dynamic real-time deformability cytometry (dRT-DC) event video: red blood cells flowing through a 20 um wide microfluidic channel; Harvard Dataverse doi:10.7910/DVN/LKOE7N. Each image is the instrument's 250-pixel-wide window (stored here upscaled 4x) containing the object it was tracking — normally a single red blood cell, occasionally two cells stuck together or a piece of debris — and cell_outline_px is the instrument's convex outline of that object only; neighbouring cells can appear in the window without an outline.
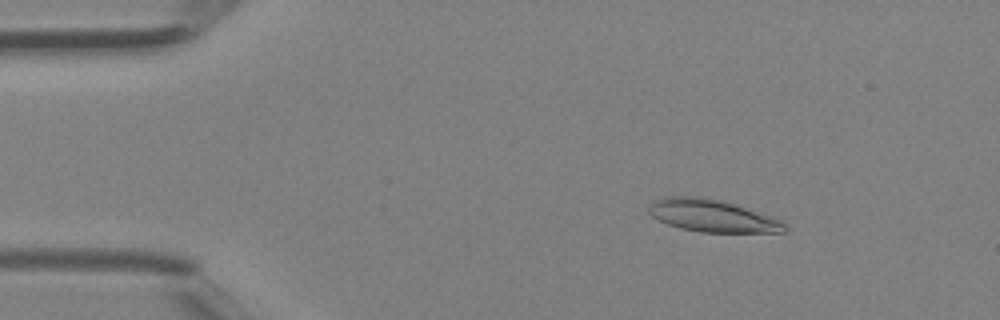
{"species": "Egyptian fruit bat (a non-hibernating species)", "species_latin": "Rousettus aegyptiacus", "temperature_condition": "room temperature", "stored_images_in_passage": 43, "camera_frame_rate_fps": 3000, "um_per_image_px": 0.085, "animal": {"sex": "female"}, "frame": {"image": 1, "passage_image": 7, "time_ms": 2.0, "image_size_px": [1000, 320], "cell_outline_px": [[788, 228], [784, 232], [700, 232], [680, 228], [668, 224], [652, 216], [648, 212], [648, 208], [652, 200], [664, 196], [700, 196], [720, 200], [736, 204], [776, 216]], "centroid_in_image_um": [60.56, 18.32], "position_along_channel_um": 24.4, "area_um2": 25.95}}
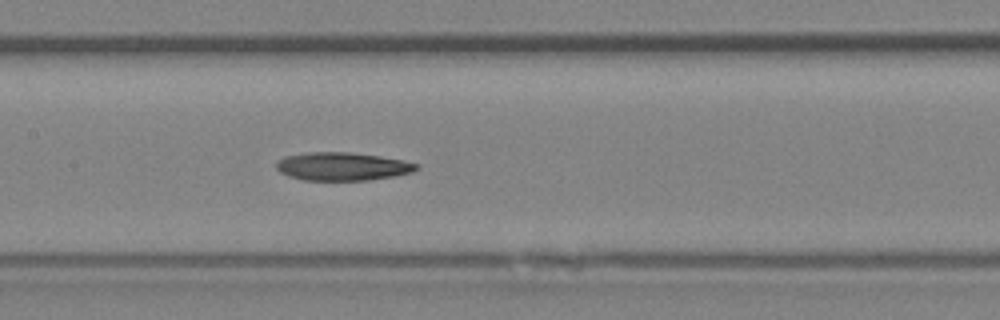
{"frame": {"image": 2, "passage_image": 21, "time_ms": 6.667, "image_size_px": [1000, 320], "cell_outline_px": [[420, 168], [412, 172], [396, 176], [368, 180], [304, 180], [288, 176], [280, 172], [276, 168], [276, 164], [284, 156], [304, 152], [348, 152], [380, 156], [404, 160], [420, 164]], "centroid_in_image_um": [29.13, 14.14], "position_along_channel_um": 178.3, "area_um2": 23.18}}
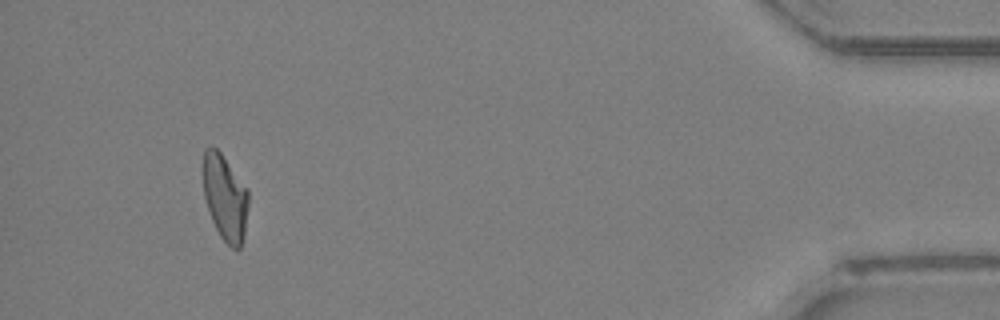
{"frame": {"image": 3, "passage_image": 40, "time_ms": 13.0, "image_size_px": [1000, 320], "cell_outline_px": [[248, 204], [244, 240], [240, 248], [232, 248], [220, 236], [212, 220], [204, 196], [200, 168], [200, 164], [204, 148], [212, 144], [220, 152], [248, 188]], "centroid_in_image_um": [19.09, 16.71], "position_along_channel_um": 416.1, "area_um2": 23.35}}